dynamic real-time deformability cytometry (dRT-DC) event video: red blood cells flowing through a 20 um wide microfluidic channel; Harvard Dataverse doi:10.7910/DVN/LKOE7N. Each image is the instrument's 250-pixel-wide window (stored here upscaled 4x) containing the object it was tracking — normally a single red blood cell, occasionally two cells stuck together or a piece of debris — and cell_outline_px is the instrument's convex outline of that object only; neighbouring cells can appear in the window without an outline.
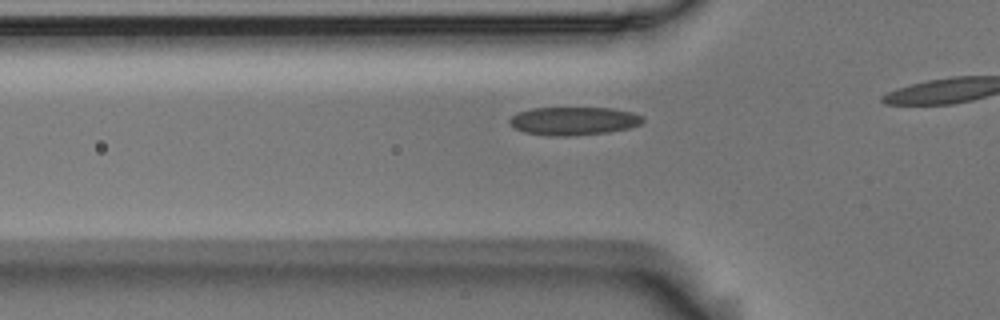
{"species": "Egyptian fruit bat (a non-hibernating species)", "species_latin": "Rousettus aegyptiacus", "temperature_condition": "room temperature", "stored_images_in_passage": 14, "camera_frame_rate_fps": 3000, "um_per_image_px": 0.085, "animal": {"sex": "male"}, "frame": {"image": 1, "passage_image": 8, "time_ms": 2.333, "image_size_px": [1000, 320], "cell_outline_px": [[644, 120], [640, 124], [628, 128], [608, 132], [568, 136], [556, 136], [524, 132], [508, 124], [508, 120], [512, 116], [520, 112], [532, 108], [612, 108], [632, 112], [644, 116]], "centroid_in_image_um": [48.77, 10.28], "position_along_channel_um": 77.0, "area_um2": 21.79}}
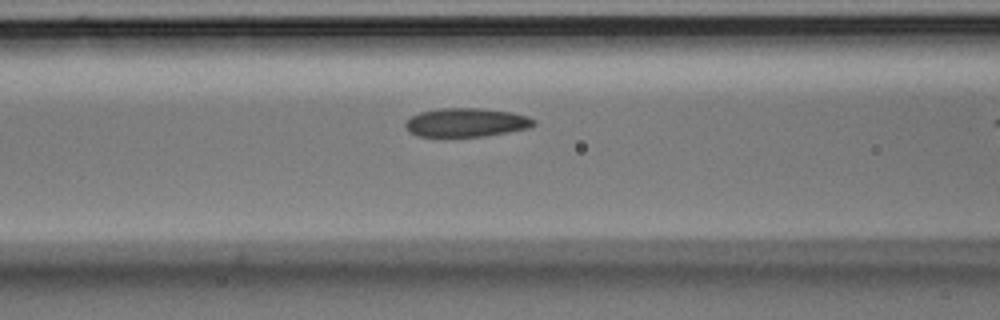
{"frame": {"image": 2, "passage_image": 12, "time_ms": 3.667, "image_size_px": [1000, 320], "cell_outline_px": [[536, 124], [528, 128], [508, 132], [484, 136], [416, 136], [408, 132], [404, 128], [404, 124], [412, 116], [420, 112], [440, 108], [480, 108], [512, 112], [528, 116], [536, 120]], "centroid_in_image_um": [39.63, 10.41], "position_along_channel_um": 127.0, "area_um2": 21.56}}